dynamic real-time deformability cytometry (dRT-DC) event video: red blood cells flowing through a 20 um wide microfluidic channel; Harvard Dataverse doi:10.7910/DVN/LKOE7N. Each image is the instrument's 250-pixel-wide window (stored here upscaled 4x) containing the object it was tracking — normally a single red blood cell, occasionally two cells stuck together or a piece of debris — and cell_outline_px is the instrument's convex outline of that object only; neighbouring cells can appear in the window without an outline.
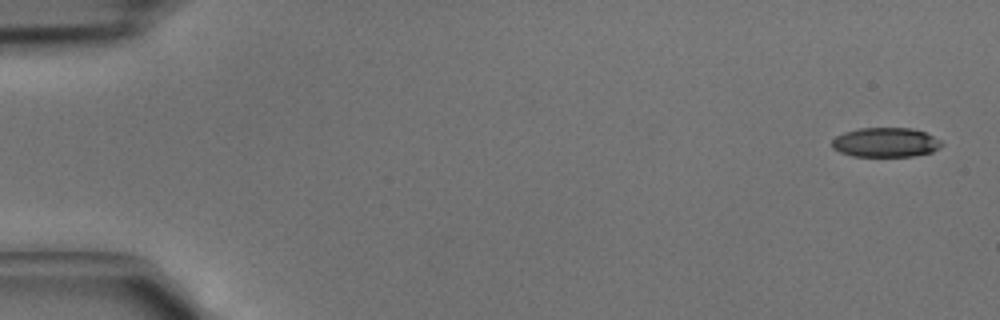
{"species": "common noctule bat (a hibernating species)", "species_latin": "Nyctalus noctula", "temperature_condition": "cold", "stored_images_in_passage": 4, "camera_frame_rate_fps": 3000, "um_per_image_px": 0.085, "animal": {"sex": "male", "body_mass_g": 15.6}, "frame": {"image": 1, "passage_image": 1, "time_ms": 0.0, "image_size_px": [1000, 320], "cell_outline_px": [[944, 144], [932, 152], [912, 156], [852, 156], [840, 152], [832, 148], [832, 140], [836, 136], [844, 132], [860, 128], [912, 128], [924, 132], [940, 140]], "centroid_in_image_um": [75.26, 12.1], "position_along_channel_um": 9.7, "area_um2": 18.79}}
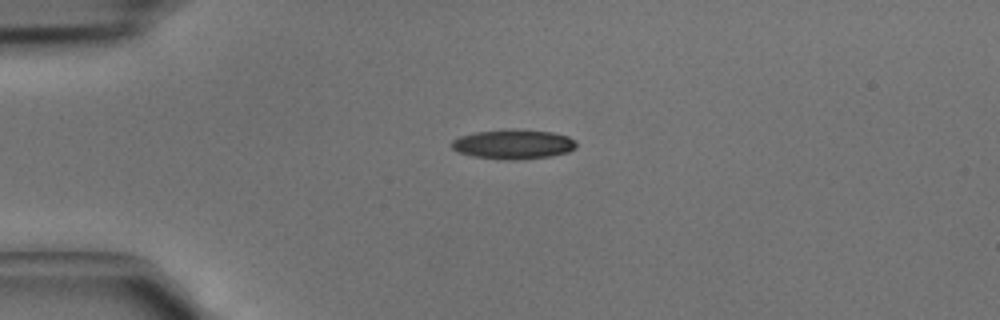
{"frame": {"image": 2, "passage_image": 3, "time_ms": 0.667, "image_size_px": [1000, 320], "cell_outline_px": [[576, 148], [568, 152], [552, 156], [520, 160], [500, 160], [472, 156], [460, 152], [452, 148], [452, 140], [460, 136], [476, 132], [504, 128], [520, 128], [552, 132], [568, 136], [576, 140]], "centroid_in_image_um": [43.66, 12.25], "position_along_channel_um": 41.3, "area_um2": 22.02}}
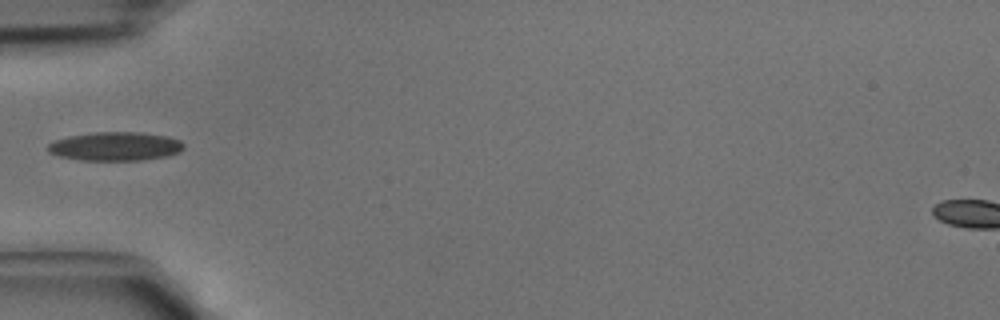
{"frame": {"image": 3, "passage_image": 4, "time_ms": 1.0, "image_size_px": [1000, 320], "cell_outline_px": [[184, 148], [180, 152], [168, 156], [140, 160], [80, 160], [60, 156], [48, 152], [48, 144], [56, 140], [68, 136], [92, 132], [140, 132], [168, 136], [180, 140], [184, 144]], "centroid_in_image_um": [9.83, 12.43], "position_along_channel_um": 75.2, "area_um2": 22.83}}